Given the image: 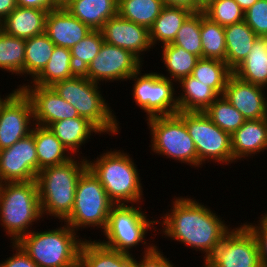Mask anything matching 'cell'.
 <instances>
[{
  "mask_svg": "<svg viewBox=\"0 0 267 267\" xmlns=\"http://www.w3.org/2000/svg\"><path fill=\"white\" fill-rule=\"evenodd\" d=\"M194 198L191 195L172 196L170 209H165V213L162 211L157 218V226L161 227H157V233L174 244L175 241L184 244L192 252L199 251L204 263L234 225L227 221L228 224L208 204Z\"/></svg>",
  "mask_w": 267,
  "mask_h": 267,
  "instance_id": "cell-1",
  "label": "cell"
},
{
  "mask_svg": "<svg viewBox=\"0 0 267 267\" xmlns=\"http://www.w3.org/2000/svg\"><path fill=\"white\" fill-rule=\"evenodd\" d=\"M143 204L145 203L114 204L110 210L107 225L101 233L104 236L103 240L98 239V241L106 247L133 256H139L138 252L141 253L140 255L150 253L157 246L156 241L154 242L157 236V215L150 217V214H147L148 211L143 209ZM148 233L151 239L147 238ZM139 246H143L142 252L137 250ZM136 250L137 254L133 253Z\"/></svg>",
  "mask_w": 267,
  "mask_h": 267,
  "instance_id": "cell-2",
  "label": "cell"
},
{
  "mask_svg": "<svg viewBox=\"0 0 267 267\" xmlns=\"http://www.w3.org/2000/svg\"><path fill=\"white\" fill-rule=\"evenodd\" d=\"M121 149L116 147L103 150L96 159L87 157V167L99 179L114 204L145 203L142 188L145 185L141 181L143 179L137 162H134L128 151H124L122 147Z\"/></svg>",
  "mask_w": 267,
  "mask_h": 267,
  "instance_id": "cell-3",
  "label": "cell"
},
{
  "mask_svg": "<svg viewBox=\"0 0 267 267\" xmlns=\"http://www.w3.org/2000/svg\"><path fill=\"white\" fill-rule=\"evenodd\" d=\"M87 168L86 158L74 156L63 164L38 172L36 181L43 219L61 222L71 214L77 182Z\"/></svg>",
  "mask_w": 267,
  "mask_h": 267,
  "instance_id": "cell-4",
  "label": "cell"
},
{
  "mask_svg": "<svg viewBox=\"0 0 267 267\" xmlns=\"http://www.w3.org/2000/svg\"><path fill=\"white\" fill-rule=\"evenodd\" d=\"M59 224L54 229L40 231L35 225V229L16 242L37 267H79L81 245L90 236L81 237L65 221Z\"/></svg>",
  "mask_w": 267,
  "mask_h": 267,
  "instance_id": "cell-5",
  "label": "cell"
},
{
  "mask_svg": "<svg viewBox=\"0 0 267 267\" xmlns=\"http://www.w3.org/2000/svg\"><path fill=\"white\" fill-rule=\"evenodd\" d=\"M44 221L37 181L0 183V227L10 243L30 233Z\"/></svg>",
  "mask_w": 267,
  "mask_h": 267,
  "instance_id": "cell-6",
  "label": "cell"
},
{
  "mask_svg": "<svg viewBox=\"0 0 267 267\" xmlns=\"http://www.w3.org/2000/svg\"><path fill=\"white\" fill-rule=\"evenodd\" d=\"M55 92L72 105L79 116L93 123L104 136L120 135L122 126L100 84L85 77H71L51 86ZM103 95V96H102ZM117 117V118H116Z\"/></svg>",
  "mask_w": 267,
  "mask_h": 267,
  "instance_id": "cell-7",
  "label": "cell"
},
{
  "mask_svg": "<svg viewBox=\"0 0 267 267\" xmlns=\"http://www.w3.org/2000/svg\"><path fill=\"white\" fill-rule=\"evenodd\" d=\"M151 138L150 154L198 169V156L184 121L177 115L156 116L145 120ZM152 152V153H151ZM159 155V156H158Z\"/></svg>",
  "mask_w": 267,
  "mask_h": 267,
  "instance_id": "cell-8",
  "label": "cell"
},
{
  "mask_svg": "<svg viewBox=\"0 0 267 267\" xmlns=\"http://www.w3.org/2000/svg\"><path fill=\"white\" fill-rule=\"evenodd\" d=\"M113 205L99 179L87 168L77 182L71 214L64 221L79 235L88 228L101 233Z\"/></svg>",
  "mask_w": 267,
  "mask_h": 267,
  "instance_id": "cell-9",
  "label": "cell"
},
{
  "mask_svg": "<svg viewBox=\"0 0 267 267\" xmlns=\"http://www.w3.org/2000/svg\"><path fill=\"white\" fill-rule=\"evenodd\" d=\"M177 115L184 121L187 131L193 139L198 168L206 163L230 166L234 163L231 135L215 125L204 112H182Z\"/></svg>",
  "mask_w": 267,
  "mask_h": 267,
  "instance_id": "cell-10",
  "label": "cell"
},
{
  "mask_svg": "<svg viewBox=\"0 0 267 267\" xmlns=\"http://www.w3.org/2000/svg\"><path fill=\"white\" fill-rule=\"evenodd\" d=\"M143 66L128 80L133 81L130 96L145 118L169 116L179 112L176 82L162 77L159 72L145 73ZM144 71V73H143ZM144 111V112H143Z\"/></svg>",
  "mask_w": 267,
  "mask_h": 267,
  "instance_id": "cell-11",
  "label": "cell"
},
{
  "mask_svg": "<svg viewBox=\"0 0 267 267\" xmlns=\"http://www.w3.org/2000/svg\"><path fill=\"white\" fill-rule=\"evenodd\" d=\"M238 225V226H236ZM201 267H262L255 235L244 223H236Z\"/></svg>",
  "mask_w": 267,
  "mask_h": 267,
  "instance_id": "cell-12",
  "label": "cell"
},
{
  "mask_svg": "<svg viewBox=\"0 0 267 267\" xmlns=\"http://www.w3.org/2000/svg\"><path fill=\"white\" fill-rule=\"evenodd\" d=\"M144 63L132 52L103 42L98 55L88 65V79L100 85L128 82ZM104 83V84H103Z\"/></svg>",
  "mask_w": 267,
  "mask_h": 267,
  "instance_id": "cell-13",
  "label": "cell"
},
{
  "mask_svg": "<svg viewBox=\"0 0 267 267\" xmlns=\"http://www.w3.org/2000/svg\"><path fill=\"white\" fill-rule=\"evenodd\" d=\"M34 125L31 100L16 88L0 106V150L29 135Z\"/></svg>",
  "mask_w": 267,
  "mask_h": 267,
  "instance_id": "cell-14",
  "label": "cell"
},
{
  "mask_svg": "<svg viewBox=\"0 0 267 267\" xmlns=\"http://www.w3.org/2000/svg\"><path fill=\"white\" fill-rule=\"evenodd\" d=\"M38 157L34 140V127L26 137L11 147L0 150V183L36 180Z\"/></svg>",
  "mask_w": 267,
  "mask_h": 267,
  "instance_id": "cell-15",
  "label": "cell"
},
{
  "mask_svg": "<svg viewBox=\"0 0 267 267\" xmlns=\"http://www.w3.org/2000/svg\"><path fill=\"white\" fill-rule=\"evenodd\" d=\"M100 31L104 42L132 52L143 63L146 54L154 49L148 28L124 19L118 14L107 20Z\"/></svg>",
  "mask_w": 267,
  "mask_h": 267,
  "instance_id": "cell-16",
  "label": "cell"
},
{
  "mask_svg": "<svg viewBox=\"0 0 267 267\" xmlns=\"http://www.w3.org/2000/svg\"><path fill=\"white\" fill-rule=\"evenodd\" d=\"M21 89L31 100L36 125L49 127L56 121L80 117L77 110L52 87L23 85Z\"/></svg>",
  "mask_w": 267,
  "mask_h": 267,
  "instance_id": "cell-17",
  "label": "cell"
},
{
  "mask_svg": "<svg viewBox=\"0 0 267 267\" xmlns=\"http://www.w3.org/2000/svg\"><path fill=\"white\" fill-rule=\"evenodd\" d=\"M223 95L246 120L267 118L266 88L242 81L232 74Z\"/></svg>",
  "mask_w": 267,
  "mask_h": 267,
  "instance_id": "cell-18",
  "label": "cell"
},
{
  "mask_svg": "<svg viewBox=\"0 0 267 267\" xmlns=\"http://www.w3.org/2000/svg\"><path fill=\"white\" fill-rule=\"evenodd\" d=\"M231 143L234 164L244 160L249 162L259 154L264 155L267 152V118L246 120L231 135Z\"/></svg>",
  "mask_w": 267,
  "mask_h": 267,
  "instance_id": "cell-19",
  "label": "cell"
},
{
  "mask_svg": "<svg viewBox=\"0 0 267 267\" xmlns=\"http://www.w3.org/2000/svg\"><path fill=\"white\" fill-rule=\"evenodd\" d=\"M92 29L71 15L65 8L50 10L46 17L45 34L55 46L71 49Z\"/></svg>",
  "mask_w": 267,
  "mask_h": 267,
  "instance_id": "cell-20",
  "label": "cell"
},
{
  "mask_svg": "<svg viewBox=\"0 0 267 267\" xmlns=\"http://www.w3.org/2000/svg\"><path fill=\"white\" fill-rule=\"evenodd\" d=\"M49 128L73 156L87 158L80 151L96 135L103 137V133L88 119L75 117L52 123ZM94 134V135H93ZM93 136V138H92ZM80 151V152H79ZM82 154V155H81Z\"/></svg>",
  "mask_w": 267,
  "mask_h": 267,
  "instance_id": "cell-21",
  "label": "cell"
},
{
  "mask_svg": "<svg viewBox=\"0 0 267 267\" xmlns=\"http://www.w3.org/2000/svg\"><path fill=\"white\" fill-rule=\"evenodd\" d=\"M47 14V10L17 6L2 21V30L13 37L32 38L45 32Z\"/></svg>",
  "mask_w": 267,
  "mask_h": 267,
  "instance_id": "cell-22",
  "label": "cell"
},
{
  "mask_svg": "<svg viewBox=\"0 0 267 267\" xmlns=\"http://www.w3.org/2000/svg\"><path fill=\"white\" fill-rule=\"evenodd\" d=\"M137 257L106 247L97 239H85L79 252V267H131Z\"/></svg>",
  "mask_w": 267,
  "mask_h": 267,
  "instance_id": "cell-23",
  "label": "cell"
},
{
  "mask_svg": "<svg viewBox=\"0 0 267 267\" xmlns=\"http://www.w3.org/2000/svg\"><path fill=\"white\" fill-rule=\"evenodd\" d=\"M176 87L178 108L182 112H204L219 97L211 87L191 75L180 79Z\"/></svg>",
  "mask_w": 267,
  "mask_h": 267,
  "instance_id": "cell-24",
  "label": "cell"
},
{
  "mask_svg": "<svg viewBox=\"0 0 267 267\" xmlns=\"http://www.w3.org/2000/svg\"><path fill=\"white\" fill-rule=\"evenodd\" d=\"M118 0H71L64 8L92 30L117 15Z\"/></svg>",
  "mask_w": 267,
  "mask_h": 267,
  "instance_id": "cell-25",
  "label": "cell"
},
{
  "mask_svg": "<svg viewBox=\"0 0 267 267\" xmlns=\"http://www.w3.org/2000/svg\"><path fill=\"white\" fill-rule=\"evenodd\" d=\"M192 12L181 6L165 5L163 7L153 26L149 29L150 42L152 47H155V51L157 45L160 47L174 41L181 25Z\"/></svg>",
  "mask_w": 267,
  "mask_h": 267,
  "instance_id": "cell-26",
  "label": "cell"
},
{
  "mask_svg": "<svg viewBox=\"0 0 267 267\" xmlns=\"http://www.w3.org/2000/svg\"><path fill=\"white\" fill-rule=\"evenodd\" d=\"M226 41L225 63L233 71L251 51L258 36L245 22H239L224 27Z\"/></svg>",
  "mask_w": 267,
  "mask_h": 267,
  "instance_id": "cell-27",
  "label": "cell"
},
{
  "mask_svg": "<svg viewBox=\"0 0 267 267\" xmlns=\"http://www.w3.org/2000/svg\"><path fill=\"white\" fill-rule=\"evenodd\" d=\"M34 140L38 157V172L48 166L63 164L74 157L49 127L35 124Z\"/></svg>",
  "mask_w": 267,
  "mask_h": 267,
  "instance_id": "cell-28",
  "label": "cell"
},
{
  "mask_svg": "<svg viewBox=\"0 0 267 267\" xmlns=\"http://www.w3.org/2000/svg\"><path fill=\"white\" fill-rule=\"evenodd\" d=\"M240 80L267 89V37H258L244 61L233 70Z\"/></svg>",
  "mask_w": 267,
  "mask_h": 267,
  "instance_id": "cell-29",
  "label": "cell"
},
{
  "mask_svg": "<svg viewBox=\"0 0 267 267\" xmlns=\"http://www.w3.org/2000/svg\"><path fill=\"white\" fill-rule=\"evenodd\" d=\"M158 48V50L161 51H158V55L161 54L162 57L160 61H162V67H164L161 69H166V74L163 71H159L162 77L177 83L180 79L192 75L193 69L200 59L198 56L189 53L180 46H174L171 43Z\"/></svg>",
  "mask_w": 267,
  "mask_h": 267,
  "instance_id": "cell-30",
  "label": "cell"
},
{
  "mask_svg": "<svg viewBox=\"0 0 267 267\" xmlns=\"http://www.w3.org/2000/svg\"><path fill=\"white\" fill-rule=\"evenodd\" d=\"M70 59V49L55 46L50 60L44 69L31 82H27L26 84L22 82L17 88H21L23 85L51 87L59 81L73 77L70 70Z\"/></svg>",
  "mask_w": 267,
  "mask_h": 267,
  "instance_id": "cell-31",
  "label": "cell"
},
{
  "mask_svg": "<svg viewBox=\"0 0 267 267\" xmlns=\"http://www.w3.org/2000/svg\"><path fill=\"white\" fill-rule=\"evenodd\" d=\"M54 47L55 44L45 33L25 39V84L26 81L31 82L44 69Z\"/></svg>",
  "mask_w": 267,
  "mask_h": 267,
  "instance_id": "cell-32",
  "label": "cell"
},
{
  "mask_svg": "<svg viewBox=\"0 0 267 267\" xmlns=\"http://www.w3.org/2000/svg\"><path fill=\"white\" fill-rule=\"evenodd\" d=\"M0 70L24 80L25 39L7 35L3 30L0 32Z\"/></svg>",
  "mask_w": 267,
  "mask_h": 267,
  "instance_id": "cell-33",
  "label": "cell"
},
{
  "mask_svg": "<svg viewBox=\"0 0 267 267\" xmlns=\"http://www.w3.org/2000/svg\"><path fill=\"white\" fill-rule=\"evenodd\" d=\"M103 42L101 31L92 30L70 49V70L72 76L88 78V65L98 55Z\"/></svg>",
  "mask_w": 267,
  "mask_h": 267,
  "instance_id": "cell-34",
  "label": "cell"
},
{
  "mask_svg": "<svg viewBox=\"0 0 267 267\" xmlns=\"http://www.w3.org/2000/svg\"><path fill=\"white\" fill-rule=\"evenodd\" d=\"M164 6L163 0H118L117 14L150 29Z\"/></svg>",
  "mask_w": 267,
  "mask_h": 267,
  "instance_id": "cell-35",
  "label": "cell"
},
{
  "mask_svg": "<svg viewBox=\"0 0 267 267\" xmlns=\"http://www.w3.org/2000/svg\"><path fill=\"white\" fill-rule=\"evenodd\" d=\"M233 71L218 59L200 58L193 69L192 77L211 87L219 96L224 94L228 78Z\"/></svg>",
  "mask_w": 267,
  "mask_h": 267,
  "instance_id": "cell-36",
  "label": "cell"
},
{
  "mask_svg": "<svg viewBox=\"0 0 267 267\" xmlns=\"http://www.w3.org/2000/svg\"><path fill=\"white\" fill-rule=\"evenodd\" d=\"M202 58L226 61V41L224 27L211 21L201 11Z\"/></svg>",
  "mask_w": 267,
  "mask_h": 267,
  "instance_id": "cell-37",
  "label": "cell"
},
{
  "mask_svg": "<svg viewBox=\"0 0 267 267\" xmlns=\"http://www.w3.org/2000/svg\"><path fill=\"white\" fill-rule=\"evenodd\" d=\"M204 113L215 125L230 135L246 121L244 116L230 104L224 95L219 96Z\"/></svg>",
  "mask_w": 267,
  "mask_h": 267,
  "instance_id": "cell-38",
  "label": "cell"
},
{
  "mask_svg": "<svg viewBox=\"0 0 267 267\" xmlns=\"http://www.w3.org/2000/svg\"><path fill=\"white\" fill-rule=\"evenodd\" d=\"M201 11L192 12L181 25L174 41V46H180L189 53L202 58Z\"/></svg>",
  "mask_w": 267,
  "mask_h": 267,
  "instance_id": "cell-39",
  "label": "cell"
},
{
  "mask_svg": "<svg viewBox=\"0 0 267 267\" xmlns=\"http://www.w3.org/2000/svg\"><path fill=\"white\" fill-rule=\"evenodd\" d=\"M202 11L211 21L223 27L244 21V11L235 0H215Z\"/></svg>",
  "mask_w": 267,
  "mask_h": 267,
  "instance_id": "cell-40",
  "label": "cell"
},
{
  "mask_svg": "<svg viewBox=\"0 0 267 267\" xmlns=\"http://www.w3.org/2000/svg\"><path fill=\"white\" fill-rule=\"evenodd\" d=\"M244 21L258 37H267V0H258L247 9Z\"/></svg>",
  "mask_w": 267,
  "mask_h": 267,
  "instance_id": "cell-41",
  "label": "cell"
},
{
  "mask_svg": "<svg viewBox=\"0 0 267 267\" xmlns=\"http://www.w3.org/2000/svg\"><path fill=\"white\" fill-rule=\"evenodd\" d=\"M258 219L254 220V222L250 223L248 220L243 222L255 235L258 247H259V255L260 262L262 267H267V214L261 213Z\"/></svg>",
  "mask_w": 267,
  "mask_h": 267,
  "instance_id": "cell-42",
  "label": "cell"
},
{
  "mask_svg": "<svg viewBox=\"0 0 267 267\" xmlns=\"http://www.w3.org/2000/svg\"><path fill=\"white\" fill-rule=\"evenodd\" d=\"M140 256V257H139ZM137 256V262L142 267H176L177 264L163 254L161 246H156L150 253ZM139 258V259H138ZM179 267V266H177Z\"/></svg>",
  "mask_w": 267,
  "mask_h": 267,
  "instance_id": "cell-43",
  "label": "cell"
},
{
  "mask_svg": "<svg viewBox=\"0 0 267 267\" xmlns=\"http://www.w3.org/2000/svg\"><path fill=\"white\" fill-rule=\"evenodd\" d=\"M12 255L0 260V267H37V264L24 252L17 243H10Z\"/></svg>",
  "mask_w": 267,
  "mask_h": 267,
  "instance_id": "cell-44",
  "label": "cell"
},
{
  "mask_svg": "<svg viewBox=\"0 0 267 267\" xmlns=\"http://www.w3.org/2000/svg\"><path fill=\"white\" fill-rule=\"evenodd\" d=\"M16 4L17 6L37 8L48 12L56 9L51 0H16Z\"/></svg>",
  "mask_w": 267,
  "mask_h": 267,
  "instance_id": "cell-45",
  "label": "cell"
},
{
  "mask_svg": "<svg viewBox=\"0 0 267 267\" xmlns=\"http://www.w3.org/2000/svg\"><path fill=\"white\" fill-rule=\"evenodd\" d=\"M16 7V0H0V21L2 22Z\"/></svg>",
  "mask_w": 267,
  "mask_h": 267,
  "instance_id": "cell-46",
  "label": "cell"
},
{
  "mask_svg": "<svg viewBox=\"0 0 267 267\" xmlns=\"http://www.w3.org/2000/svg\"><path fill=\"white\" fill-rule=\"evenodd\" d=\"M165 5L181 6L195 12V0H163Z\"/></svg>",
  "mask_w": 267,
  "mask_h": 267,
  "instance_id": "cell-47",
  "label": "cell"
},
{
  "mask_svg": "<svg viewBox=\"0 0 267 267\" xmlns=\"http://www.w3.org/2000/svg\"><path fill=\"white\" fill-rule=\"evenodd\" d=\"M215 0H195V12L202 11Z\"/></svg>",
  "mask_w": 267,
  "mask_h": 267,
  "instance_id": "cell-48",
  "label": "cell"
},
{
  "mask_svg": "<svg viewBox=\"0 0 267 267\" xmlns=\"http://www.w3.org/2000/svg\"><path fill=\"white\" fill-rule=\"evenodd\" d=\"M241 9L245 12L258 0H235Z\"/></svg>",
  "mask_w": 267,
  "mask_h": 267,
  "instance_id": "cell-49",
  "label": "cell"
},
{
  "mask_svg": "<svg viewBox=\"0 0 267 267\" xmlns=\"http://www.w3.org/2000/svg\"><path fill=\"white\" fill-rule=\"evenodd\" d=\"M56 8H64L71 0H51Z\"/></svg>",
  "mask_w": 267,
  "mask_h": 267,
  "instance_id": "cell-50",
  "label": "cell"
},
{
  "mask_svg": "<svg viewBox=\"0 0 267 267\" xmlns=\"http://www.w3.org/2000/svg\"><path fill=\"white\" fill-rule=\"evenodd\" d=\"M16 88H13L11 92H8V93H4L5 95H1V92H0V106L1 104L5 101V99L15 90ZM7 94V95H6ZM2 96V97H1Z\"/></svg>",
  "mask_w": 267,
  "mask_h": 267,
  "instance_id": "cell-51",
  "label": "cell"
},
{
  "mask_svg": "<svg viewBox=\"0 0 267 267\" xmlns=\"http://www.w3.org/2000/svg\"><path fill=\"white\" fill-rule=\"evenodd\" d=\"M131 267H142L137 261Z\"/></svg>",
  "mask_w": 267,
  "mask_h": 267,
  "instance_id": "cell-52",
  "label": "cell"
},
{
  "mask_svg": "<svg viewBox=\"0 0 267 267\" xmlns=\"http://www.w3.org/2000/svg\"><path fill=\"white\" fill-rule=\"evenodd\" d=\"M2 31V22L0 21V32Z\"/></svg>",
  "mask_w": 267,
  "mask_h": 267,
  "instance_id": "cell-53",
  "label": "cell"
}]
</instances>
